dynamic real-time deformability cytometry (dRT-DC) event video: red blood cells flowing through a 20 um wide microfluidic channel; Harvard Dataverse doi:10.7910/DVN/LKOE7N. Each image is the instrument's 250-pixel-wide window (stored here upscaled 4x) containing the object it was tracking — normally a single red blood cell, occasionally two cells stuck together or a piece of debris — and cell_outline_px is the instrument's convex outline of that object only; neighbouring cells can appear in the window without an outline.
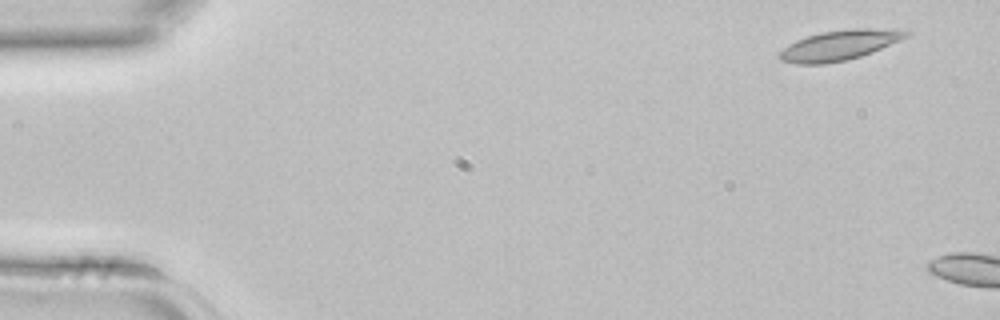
{"species": "common noctule bat (a hibernating species)", "species_latin": "Nyctalus noctula", "temperature_condition": "room temperature", "stored_images_in_passage": 2, "camera_frame_rate_fps": 3000, "um_per_image_px": 0.085, "animal": {"sex": "female", "body_mass_g": 22.7, "forearm_length_mm": 54.2}, "frame": {"image": 1, "passage_image": 1, "time_ms": 0.0, "image_size_px": [1000, 320], "cell_outline_px": [[912, 32], [908, 36], [900, 40], [872, 52], [860, 56], [844, 60], [824, 64], [796, 64], [780, 60], [776, 56], [788, 44], [796, 40], [808, 36], [824, 32], [852, 28], [872, 28]], "centroid_in_image_um": [71.3, 3.85], "position_along_channel_um": 13.7, "area_um2": 21.85}}